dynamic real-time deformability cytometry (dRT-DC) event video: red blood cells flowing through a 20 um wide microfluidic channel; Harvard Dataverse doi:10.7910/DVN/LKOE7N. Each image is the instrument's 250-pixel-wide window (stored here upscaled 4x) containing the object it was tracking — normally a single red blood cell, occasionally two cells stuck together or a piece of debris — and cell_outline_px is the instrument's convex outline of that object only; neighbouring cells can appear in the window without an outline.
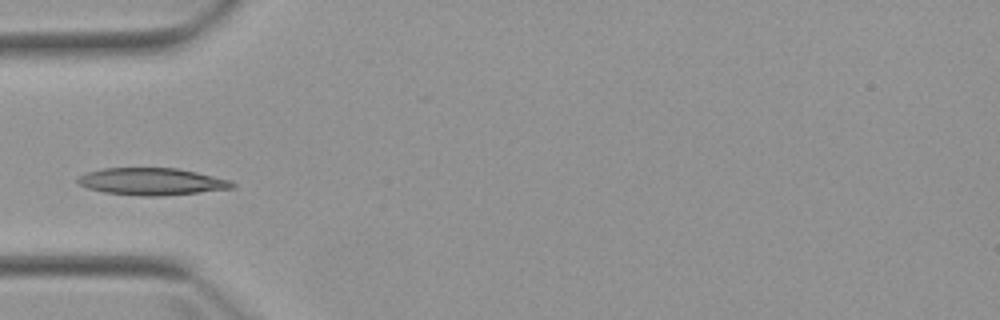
{"species": "Egyptian fruit bat (a non-hibernating species)", "species_latin": "Rousettus aegyptiacus", "temperature_condition": "warm", "stored_images_in_passage": 5, "camera_frame_rate_fps": 3000, "um_per_image_px": 0.085, "animal": {"sex": "female"}, "frame": {"image": 1, "passage_image": 4, "time_ms": 4.0, "image_size_px": [1000, 320], "cell_outline_px": [[236, 188], [160, 196], [140, 196], [104, 192], [88, 188], [76, 184], [76, 176], [84, 172], [100, 168], [176, 168], [196, 172], [232, 180], [236, 184]], "centroid_in_image_um": [12.85, 15.42], "position_along_channel_um": 72.1, "area_um2": 24.74}}
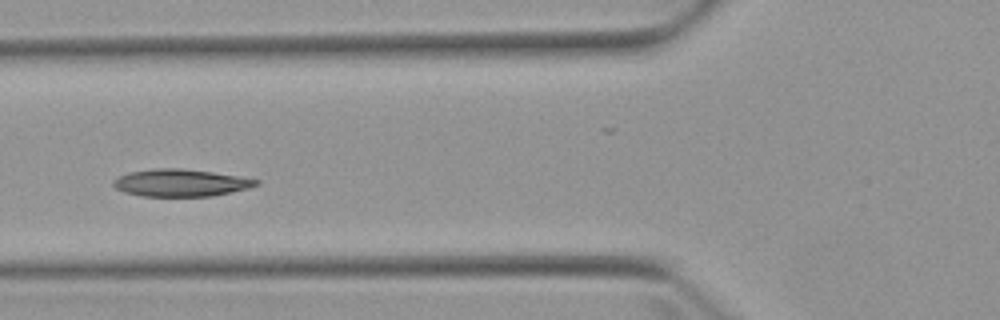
{"frame": {"image": 2, "passage_image": 5, "time_ms": 5.0, "image_size_px": [1000, 320], "cell_outline_px": [[260, 184], [248, 188], [212, 196], [140, 196], [124, 192], [116, 188], [112, 184], [112, 180], [128, 172], [152, 168], [180, 168], [212, 172], [260, 180]], "centroid_in_image_um": [15.32, 15.53], "position_along_channel_um": 110.5, "area_um2": 22.66}}